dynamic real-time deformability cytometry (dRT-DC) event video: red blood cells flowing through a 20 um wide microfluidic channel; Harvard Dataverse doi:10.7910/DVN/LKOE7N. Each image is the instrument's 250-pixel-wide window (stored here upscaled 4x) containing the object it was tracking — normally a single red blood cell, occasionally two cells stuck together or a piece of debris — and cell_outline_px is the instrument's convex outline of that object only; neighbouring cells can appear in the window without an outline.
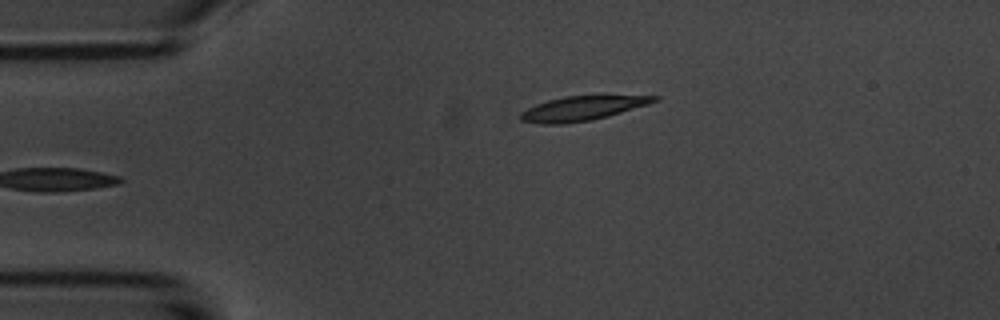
{"species": "common noctule bat (a hibernating species)", "species_latin": "Nyctalus noctula", "temperature_condition": "room temperature", "stored_images_in_passage": 3, "camera_frame_rate_fps": 3000, "um_per_image_px": 0.085, "animal": {"sex": "male", "body_mass_g": 20.1, "forearm_length_mm": 53.5}, "frame": {"image": 1, "passage_image": 3, "time_ms": 2.333, "image_size_px": [1000, 320], "cell_outline_px": [[660, 100], [648, 104], [608, 116], [592, 120], [564, 124], [540, 124], [520, 120], [520, 112], [536, 104], [548, 100], [564, 96], [660, 96]], "centroid_in_image_um": [49.46, 9.22], "position_along_channel_um": 35.5, "area_um2": 18.84}}